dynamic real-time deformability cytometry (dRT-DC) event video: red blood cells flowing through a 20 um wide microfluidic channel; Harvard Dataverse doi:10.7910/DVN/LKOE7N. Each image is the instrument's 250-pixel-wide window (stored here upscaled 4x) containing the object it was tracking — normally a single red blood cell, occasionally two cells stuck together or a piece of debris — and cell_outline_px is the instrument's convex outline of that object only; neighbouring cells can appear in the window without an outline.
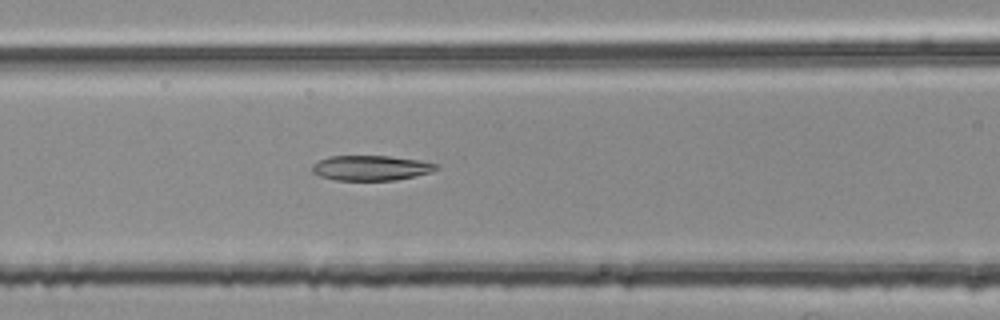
{"species": "common noctule bat (a hibernating species)", "species_latin": "Nyctalus noctula", "temperature_condition": "room temperature", "stored_images_in_passage": 22, "camera_frame_rate_fps": 3000, "um_per_image_px": 0.085, "animal": {"sex": "female", "body_mass_g": 25.1}, "frame": {"image": 1, "passage_image": 10, "time_ms": 3.0, "image_size_px": [1000, 320], "cell_outline_px": [[436, 168], [432, 172], [396, 180], [336, 180], [320, 176], [312, 172], [312, 164], [328, 156], [388, 156], [416, 160], [436, 164]], "centroid_in_image_um": [31.47, 14.28], "position_along_channel_um": 135.1, "area_um2": 17.86}}
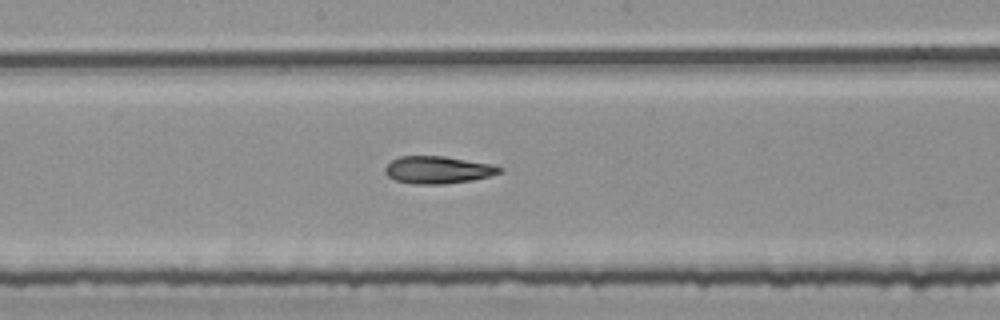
{"frame": {"image": 2, "passage_image": 16, "time_ms": 5.0, "image_size_px": [1000, 320], "cell_outline_px": [[500, 172], [488, 176], [472, 180], [444, 184], [412, 184], [396, 180], [388, 176], [384, 172], [384, 168], [392, 160], [400, 156], [444, 156], [492, 164], [500, 168]], "centroid_in_image_um": [37.17, 14.44], "position_along_channel_um": 211.0, "area_um2": 18.09}}
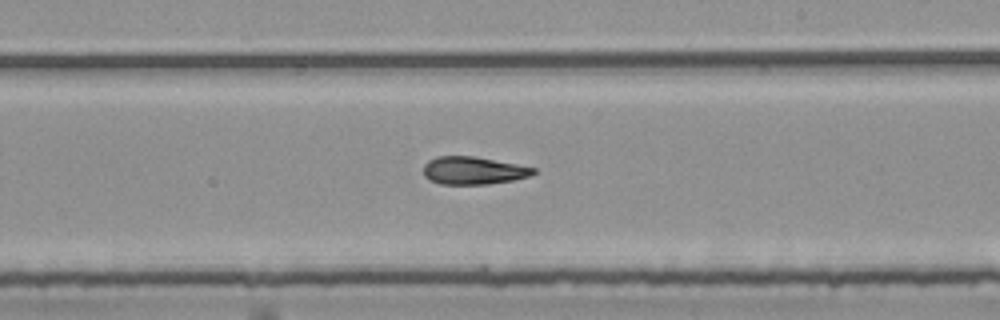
{"frame": {"image": 3, "passage_image": 19, "time_ms": 6.0, "image_size_px": [1000, 320], "cell_outline_px": [[536, 172], [528, 176], [512, 180], [488, 184], [440, 184], [428, 180], [424, 176], [424, 164], [428, 160], [436, 156], [472, 156], [536, 168]], "centroid_in_image_um": [40.17, 14.5], "position_along_channel_um": 248.8, "area_um2": 17.63}}